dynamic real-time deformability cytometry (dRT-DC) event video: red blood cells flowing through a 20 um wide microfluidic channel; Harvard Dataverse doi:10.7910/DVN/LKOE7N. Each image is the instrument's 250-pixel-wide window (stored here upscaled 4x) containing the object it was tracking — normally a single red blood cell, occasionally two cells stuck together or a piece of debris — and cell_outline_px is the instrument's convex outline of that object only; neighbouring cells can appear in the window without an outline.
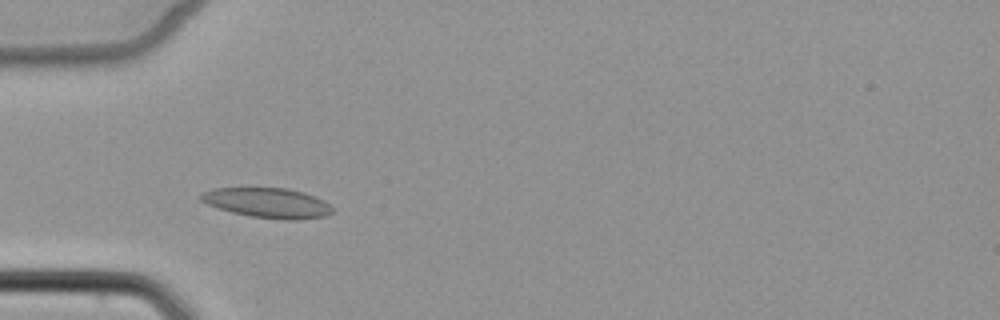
{"species": "common noctule bat (a hibernating species)", "species_latin": "Nyctalus noctula", "temperature_condition": "cold", "stored_images_in_passage": 10, "camera_frame_rate_fps": 3000, "um_per_image_px": 0.085, "animal": {"sex": "female", "body_mass_g": 22.7, "forearm_length_mm": 54.2}, "frame": {"image": 1, "passage_image": 6, "time_ms": 6.0, "image_size_px": [1000, 320], "cell_outline_px": [[332, 212], [324, 216], [296, 220], [284, 220], [252, 216], [232, 212], [208, 204], [200, 200], [200, 192], [212, 188], [288, 188], [304, 192], [324, 200], [332, 208]], "centroid_in_image_um": [22.73, 17.23], "position_along_channel_um": 62.3, "area_um2": 22.83}}
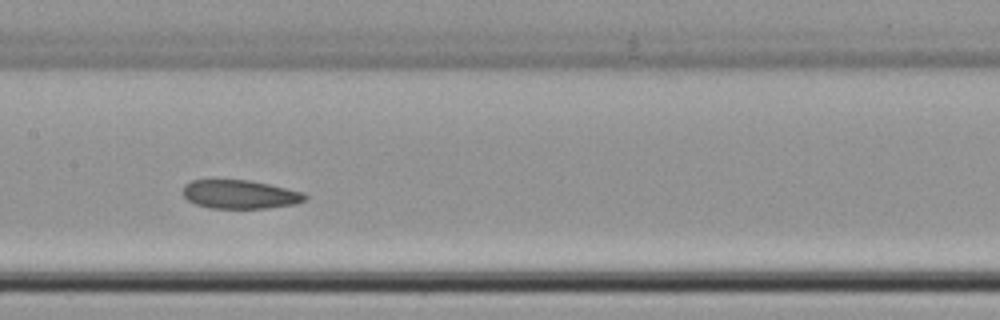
{"frame": {"image": 2, "passage_image": 9, "time_ms": 9.333, "image_size_px": [1000, 320], "cell_outline_px": [[308, 200], [296, 204], [268, 208], [208, 208], [196, 204], [188, 200], [180, 192], [184, 184], [192, 180], [248, 180], [268, 184], [304, 192], [308, 196]], "centroid_in_image_um": [20.4, 16.52], "position_along_channel_um": 187.0, "area_um2": 20.63}}
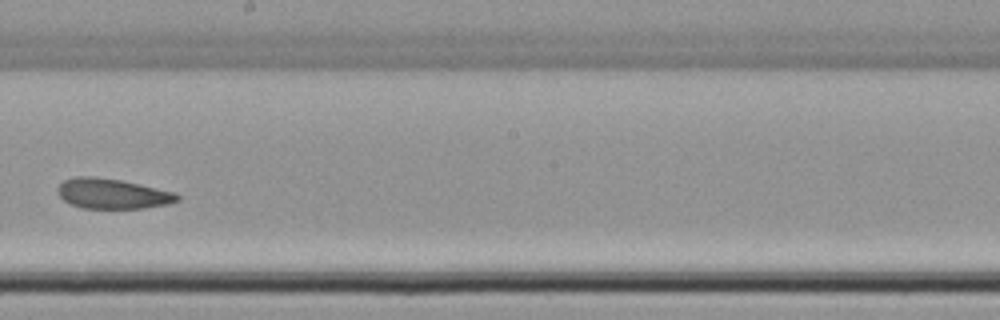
{"frame": {"image": 3, "passage_image": 10, "time_ms": 10.667, "image_size_px": [1000, 320], "cell_outline_px": [[180, 200], [168, 204], [144, 208], [84, 208], [72, 204], [64, 200], [56, 192], [56, 188], [64, 180], [76, 176], [96, 176], [120, 180], [140, 184], [176, 192], [180, 196]], "centroid_in_image_um": [9.57, 16.45], "position_along_channel_um": 238.6, "area_um2": 21.1}}